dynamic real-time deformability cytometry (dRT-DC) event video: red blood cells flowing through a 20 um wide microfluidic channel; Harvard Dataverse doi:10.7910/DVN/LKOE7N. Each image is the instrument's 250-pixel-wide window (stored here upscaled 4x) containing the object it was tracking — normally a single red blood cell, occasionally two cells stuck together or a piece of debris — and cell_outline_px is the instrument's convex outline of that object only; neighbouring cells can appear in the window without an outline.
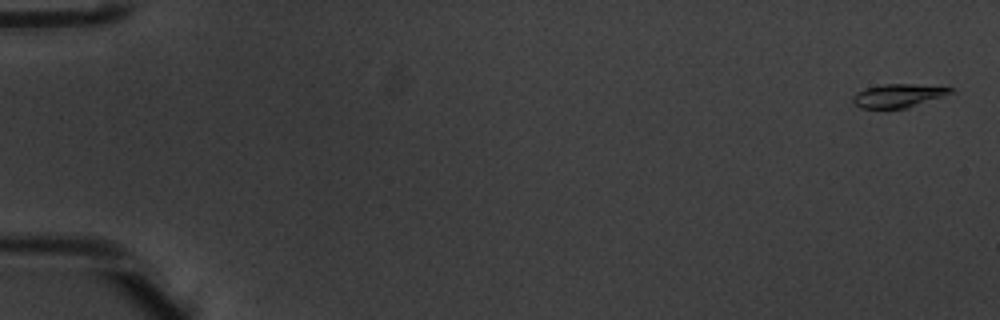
{"species": "common noctule bat (a hibernating species)", "species_latin": "Nyctalus noctula", "temperature_condition": "warm", "stored_images_in_passage": 54, "camera_frame_rate_fps": 3000, "um_per_image_px": 0.085, "animal": {"sex": "male", "body_mass_g": 20.1, "forearm_length_mm": 53.5}, "frame": {"image": 1, "passage_image": 2, "time_ms": 0.333, "image_size_px": [1000, 320], "cell_outline_px": [[956, 92], [908, 108], [860, 108], [852, 100], [852, 96], [856, 92], [864, 88], [884, 84], [912, 84], [952, 88]], "centroid_in_image_um": [76.35, 8.13], "position_along_channel_um": 8.7, "area_um2": 13.35}}
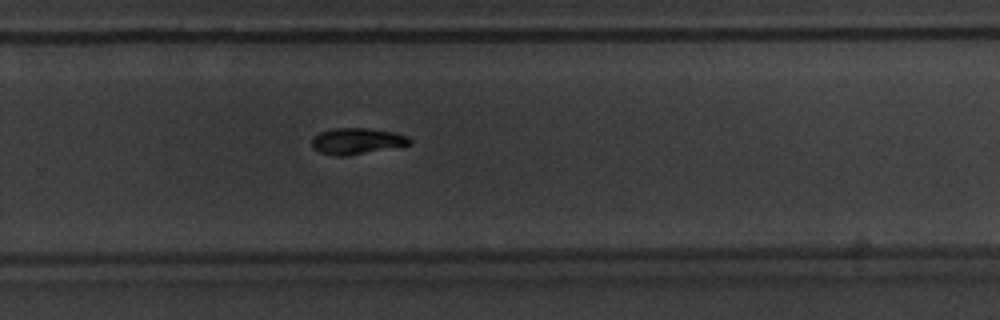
{"frame": {"image": 2, "passage_image": 37, "time_ms": 12.0, "image_size_px": [1000, 320], "cell_outline_px": [[412, 144], [348, 156], [336, 156], [320, 152], [312, 148], [312, 136], [320, 132], [332, 128], [368, 128], [396, 132], [408, 136], [412, 140]], "centroid_in_image_um": [30.34, 11.99], "position_along_channel_um": 299.5, "area_um2": 15.14}}
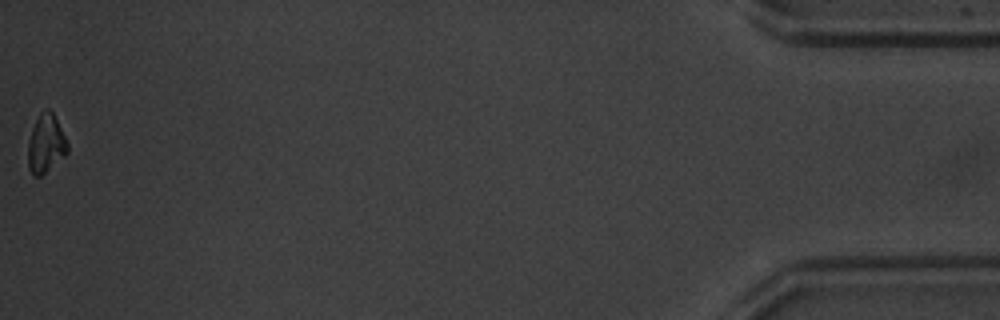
{"frame": {"image": 3, "passage_image": 54, "time_ms": 17.667, "image_size_px": [1000, 320], "cell_outline_px": [[68, 152], [64, 156], [40, 176], [36, 176], [28, 168], [28, 140], [32, 128], [40, 112], [44, 108], [48, 108], [52, 112], [68, 144]], "centroid_in_image_um": [3.88, 12.2], "position_along_channel_um": 431.3, "area_um2": 13.18}, "authors_computed_cell_mechanics": {"area_um2": 14.5656, "velocity_mm_per_s": 3.8944, "shape_relaxation_time_tau1_ms": 2.5188, "shape_relaxation_time_tau2_ms": 7.8589, "deformation_change_tau1": 0.1432, "deformation_change_tau2": 0.0921}}